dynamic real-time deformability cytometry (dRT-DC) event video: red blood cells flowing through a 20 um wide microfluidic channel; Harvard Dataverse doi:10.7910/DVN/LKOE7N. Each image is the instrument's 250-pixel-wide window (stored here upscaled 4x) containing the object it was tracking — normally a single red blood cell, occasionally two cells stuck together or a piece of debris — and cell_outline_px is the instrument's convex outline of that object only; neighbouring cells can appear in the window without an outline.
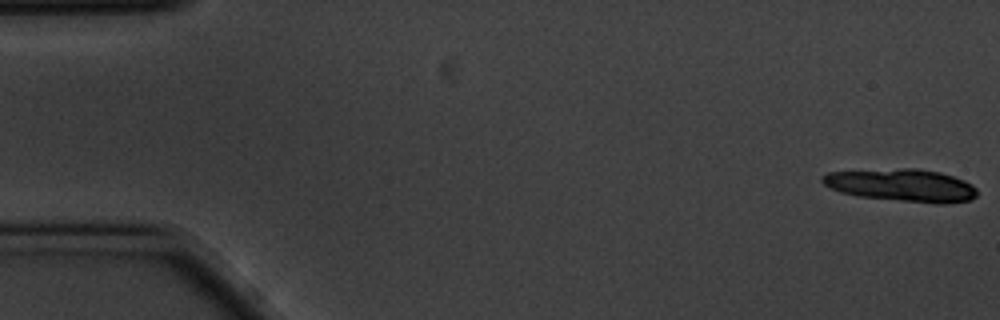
{"species": "common noctule bat (a hibernating species)", "species_latin": "Nyctalus noctula", "temperature_condition": "cold", "stored_images_in_passage": 14, "camera_frame_rate_fps": 3000, "um_per_image_px": 0.085, "animal": {"sex": "male", "body_mass_g": 20.1, "forearm_length_mm": 53.5}, "frame": {"image": 1, "passage_image": 1, "time_ms": 0.0, "image_size_px": [1000, 320], "cell_outline_px": [[976, 196], [968, 200], [944, 204], [936, 204], [856, 196], [840, 192], [824, 184], [820, 180], [820, 176], [828, 172], [900, 168], [916, 168], [940, 172], [964, 180], [972, 184], [976, 188]], "centroid_in_image_um": [76.64, 15.74], "position_along_channel_um": 8.4, "area_um2": 29.48}}